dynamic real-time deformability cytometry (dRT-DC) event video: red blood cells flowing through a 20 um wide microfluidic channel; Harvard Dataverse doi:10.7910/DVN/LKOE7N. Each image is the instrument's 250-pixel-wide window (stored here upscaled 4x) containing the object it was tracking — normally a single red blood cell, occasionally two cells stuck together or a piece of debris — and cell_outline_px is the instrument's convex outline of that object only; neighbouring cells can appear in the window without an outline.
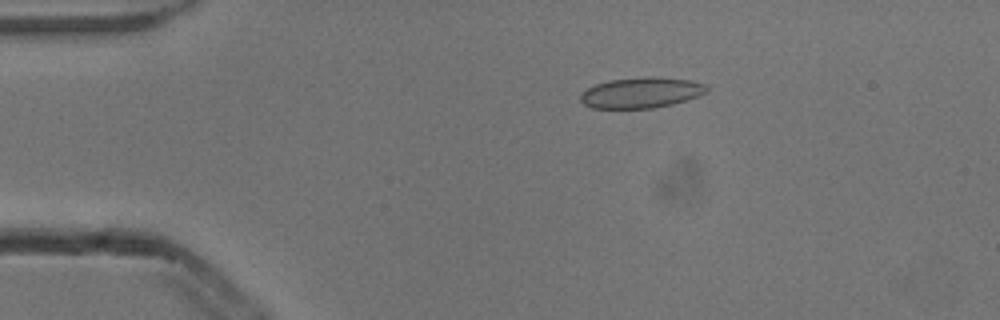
{"species": "common noctule bat (a hibernating species)", "species_latin": "Nyctalus noctula", "temperature_condition": "cold", "stored_images_in_passage": 9, "camera_frame_rate_fps": 3000, "um_per_image_px": 0.085, "animal": {"sex": "male", "body_mass_g": 13.3}, "frame": {"image": 1, "passage_image": 3, "time_ms": 0.667, "image_size_px": [1000, 320], "cell_outline_px": [[708, 92], [672, 104], [652, 108], [592, 108], [584, 104], [580, 100], [580, 96], [588, 88], [596, 84], [608, 80], [648, 76], [692, 80], [708, 84]], "centroid_in_image_um": [54.52, 7.86], "position_along_channel_um": 30.5, "area_um2": 22.48}}
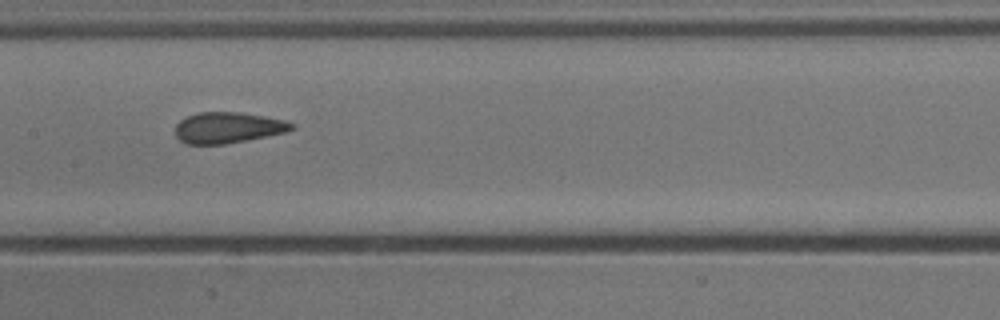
{"frame": {"image": 2, "passage_image": 7, "time_ms": 2.0, "image_size_px": [1000, 320], "cell_outline_px": [[296, 128], [284, 132], [224, 144], [184, 144], [176, 136], [176, 124], [180, 120], [196, 112], [240, 112], [264, 116], [284, 120], [296, 124]], "centroid_in_image_um": [19.35, 10.84], "position_along_channel_um": 188.0, "area_um2": 20.87}}
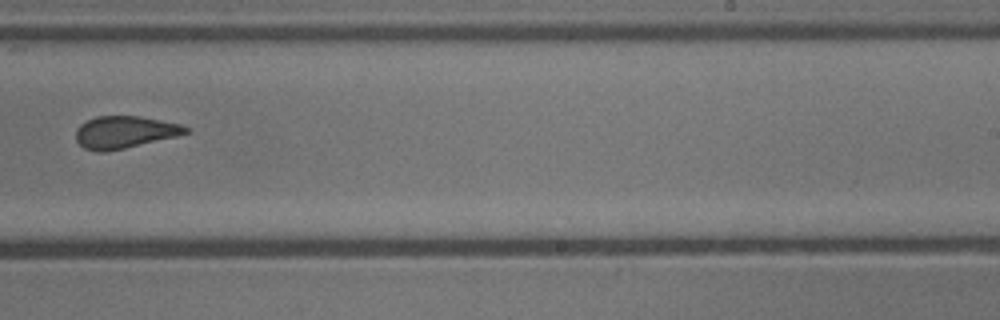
{"frame": {"image": 3, "passage_image": 9, "time_ms": 2.667, "image_size_px": [1000, 320], "cell_outline_px": [[188, 132], [176, 136], [124, 148], [104, 152], [96, 152], [84, 148], [76, 140], [76, 128], [80, 124], [96, 116], [140, 116], [180, 124], [188, 128]], "centroid_in_image_um": [10.54, 11.23], "position_along_channel_um": 278.5, "area_um2": 20.4}}